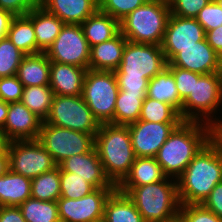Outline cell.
I'll list each match as a JSON object with an SVG mask.
<instances>
[{"mask_svg": "<svg viewBox=\"0 0 222 222\" xmlns=\"http://www.w3.org/2000/svg\"><path fill=\"white\" fill-rule=\"evenodd\" d=\"M176 180L180 204H202L222 182V144L215 136Z\"/></svg>", "mask_w": 222, "mask_h": 222, "instance_id": "obj_1", "label": "cell"}, {"mask_svg": "<svg viewBox=\"0 0 222 222\" xmlns=\"http://www.w3.org/2000/svg\"><path fill=\"white\" fill-rule=\"evenodd\" d=\"M214 136L215 129L208 124L182 121L170 133L155 158L167 177L177 179Z\"/></svg>", "mask_w": 222, "mask_h": 222, "instance_id": "obj_2", "label": "cell"}, {"mask_svg": "<svg viewBox=\"0 0 222 222\" xmlns=\"http://www.w3.org/2000/svg\"><path fill=\"white\" fill-rule=\"evenodd\" d=\"M95 149L106 177L117 187L136 159L128 126L100 124L95 135Z\"/></svg>", "mask_w": 222, "mask_h": 222, "instance_id": "obj_3", "label": "cell"}, {"mask_svg": "<svg viewBox=\"0 0 222 222\" xmlns=\"http://www.w3.org/2000/svg\"><path fill=\"white\" fill-rule=\"evenodd\" d=\"M166 177L160 182L138 187H116L134 203L145 222H168L179 216L177 180Z\"/></svg>", "mask_w": 222, "mask_h": 222, "instance_id": "obj_4", "label": "cell"}, {"mask_svg": "<svg viewBox=\"0 0 222 222\" xmlns=\"http://www.w3.org/2000/svg\"><path fill=\"white\" fill-rule=\"evenodd\" d=\"M170 14L168 0H149L119 22L120 32L133 43L161 45Z\"/></svg>", "mask_w": 222, "mask_h": 222, "instance_id": "obj_5", "label": "cell"}, {"mask_svg": "<svg viewBox=\"0 0 222 222\" xmlns=\"http://www.w3.org/2000/svg\"><path fill=\"white\" fill-rule=\"evenodd\" d=\"M220 105H222V72L209 74L194 72V87L182 102V120L203 122L216 129L222 126V118L219 120L216 116L213 117Z\"/></svg>", "mask_w": 222, "mask_h": 222, "instance_id": "obj_6", "label": "cell"}, {"mask_svg": "<svg viewBox=\"0 0 222 222\" xmlns=\"http://www.w3.org/2000/svg\"><path fill=\"white\" fill-rule=\"evenodd\" d=\"M118 92V81L114 71H86L82 97L99 124H114Z\"/></svg>", "mask_w": 222, "mask_h": 222, "instance_id": "obj_7", "label": "cell"}, {"mask_svg": "<svg viewBox=\"0 0 222 222\" xmlns=\"http://www.w3.org/2000/svg\"><path fill=\"white\" fill-rule=\"evenodd\" d=\"M95 135L61 128L43 121L37 140L59 165L68 157L90 152L95 147Z\"/></svg>", "mask_w": 222, "mask_h": 222, "instance_id": "obj_8", "label": "cell"}, {"mask_svg": "<svg viewBox=\"0 0 222 222\" xmlns=\"http://www.w3.org/2000/svg\"><path fill=\"white\" fill-rule=\"evenodd\" d=\"M167 62L160 45L126 42L122 60L114 71L116 77L152 79L166 68Z\"/></svg>", "mask_w": 222, "mask_h": 222, "instance_id": "obj_9", "label": "cell"}, {"mask_svg": "<svg viewBox=\"0 0 222 222\" xmlns=\"http://www.w3.org/2000/svg\"><path fill=\"white\" fill-rule=\"evenodd\" d=\"M45 122L89 134H96L100 126L82 95H54L50 114Z\"/></svg>", "mask_w": 222, "mask_h": 222, "instance_id": "obj_10", "label": "cell"}, {"mask_svg": "<svg viewBox=\"0 0 222 222\" xmlns=\"http://www.w3.org/2000/svg\"><path fill=\"white\" fill-rule=\"evenodd\" d=\"M8 154L10 170L31 180L58 166L37 139L10 141Z\"/></svg>", "mask_w": 222, "mask_h": 222, "instance_id": "obj_11", "label": "cell"}, {"mask_svg": "<svg viewBox=\"0 0 222 222\" xmlns=\"http://www.w3.org/2000/svg\"><path fill=\"white\" fill-rule=\"evenodd\" d=\"M50 61L88 70L90 47L81 24H64L60 34L45 52Z\"/></svg>", "mask_w": 222, "mask_h": 222, "instance_id": "obj_12", "label": "cell"}, {"mask_svg": "<svg viewBox=\"0 0 222 222\" xmlns=\"http://www.w3.org/2000/svg\"><path fill=\"white\" fill-rule=\"evenodd\" d=\"M115 189L116 188H98L78 199L60 197L56 201L60 222L102 221L105 202Z\"/></svg>", "mask_w": 222, "mask_h": 222, "instance_id": "obj_13", "label": "cell"}, {"mask_svg": "<svg viewBox=\"0 0 222 222\" xmlns=\"http://www.w3.org/2000/svg\"><path fill=\"white\" fill-rule=\"evenodd\" d=\"M204 28L195 18H183L170 14L167 22L161 49L168 63L181 48L196 45L205 39Z\"/></svg>", "mask_w": 222, "mask_h": 222, "instance_id": "obj_14", "label": "cell"}, {"mask_svg": "<svg viewBox=\"0 0 222 222\" xmlns=\"http://www.w3.org/2000/svg\"><path fill=\"white\" fill-rule=\"evenodd\" d=\"M179 124L138 120L127 125L136 157L155 158L160 147Z\"/></svg>", "mask_w": 222, "mask_h": 222, "instance_id": "obj_15", "label": "cell"}, {"mask_svg": "<svg viewBox=\"0 0 222 222\" xmlns=\"http://www.w3.org/2000/svg\"><path fill=\"white\" fill-rule=\"evenodd\" d=\"M167 66L180 67L200 74L222 72L218 53L208 44L206 38L196 45L181 48Z\"/></svg>", "mask_w": 222, "mask_h": 222, "instance_id": "obj_16", "label": "cell"}, {"mask_svg": "<svg viewBox=\"0 0 222 222\" xmlns=\"http://www.w3.org/2000/svg\"><path fill=\"white\" fill-rule=\"evenodd\" d=\"M43 120L21 101L8 103L3 130L10 141L38 139Z\"/></svg>", "mask_w": 222, "mask_h": 222, "instance_id": "obj_17", "label": "cell"}, {"mask_svg": "<svg viewBox=\"0 0 222 222\" xmlns=\"http://www.w3.org/2000/svg\"><path fill=\"white\" fill-rule=\"evenodd\" d=\"M58 166L61 171L85 178L95 189L116 188L106 177L95 147L90 152L66 158Z\"/></svg>", "mask_w": 222, "mask_h": 222, "instance_id": "obj_18", "label": "cell"}, {"mask_svg": "<svg viewBox=\"0 0 222 222\" xmlns=\"http://www.w3.org/2000/svg\"><path fill=\"white\" fill-rule=\"evenodd\" d=\"M86 71V68L51 61L49 86L54 95H82Z\"/></svg>", "mask_w": 222, "mask_h": 222, "instance_id": "obj_19", "label": "cell"}, {"mask_svg": "<svg viewBox=\"0 0 222 222\" xmlns=\"http://www.w3.org/2000/svg\"><path fill=\"white\" fill-rule=\"evenodd\" d=\"M41 6L65 24H82L98 10V0H42Z\"/></svg>", "mask_w": 222, "mask_h": 222, "instance_id": "obj_20", "label": "cell"}, {"mask_svg": "<svg viewBox=\"0 0 222 222\" xmlns=\"http://www.w3.org/2000/svg\"><path fill=\"white\" fill-rule=\"evenodd\" d=\"M128 40L119 32L111 40L90 47L88 69L115 71L121 60Z\"/></svg>", "mask_w": 222, "mask_h": 222, "instance_id": "obj_21", "label": "cell"}, {"mask_svg": "<svg viewBox=\"0 0 222 222\" xmlns=\"http://www.w3.org/2000/svg\"><path fill=\"white\" fill-rule=\"evenodd\" d=\"M33 22L36 35L37 53L46 52L53 44L65 23L42 6L26 14Z\"/></svg>", "mask_w": 222, "mask_h": 222, "instance_id": "obj_22", "label": "cell"}, {"mask_svg": "<svg viewBox=\"0 0 222 222\" xmlns=\"http://www.w3.org/2000/svg\"><path fill=\"white\" fill-rule=\"evenodd\" d=\"M51 61L45 54L25 55L16 76L24 87L49 85Z\"/></svg>", "mask_w": 222, "mask_h": 222, "instance_id": "obj_23", "label": "cell"}, {"mask_svg": "<svg viewBox=\"0 0 222 222\" xmlns=\"http://www.w3.org/2000/svg\"><path fill=\"white\" fill-rule=\"evenodd\" d=\"M81 27L89 47L111 40L120 32L119 22L99 10L89 16Z\"/></svg>", "mask_w": 222, "mask_h": 222, "instance_id": "obj_24", "label": "cell"}, {"mask_svg": "<svg viewBox=\"0 0 222 222\" xmlns=\"http://www.w3.org/2000/svg\"><path fill=\"white\" fill-rule=\"evenodd\" d=\"M31 197V179L9 170L0 176V206L19 207Z\"/></svg>", "mask_w": 222, "mask_h": 222, "instance_id": "obj_25", "label": "cell"}, {"mask_svg": "<svg viewBox=\"0 0 222 222\" xmlns=\"http://www.w3.org/2000/svg\"><path fill=\"white\" fill-rule=\"evenodd\" d=\"M167 176L154 157H136L129 174L117 187H138L160 182Z\"/></svg>", "mask_w": 222, "mask_h": 222, "instance_id": "obj_26", "label": "cell"}, {"mask_svg": "<svg viewBox=\"0 0 222 222\" xmlns=\"http://www.w3.org/2000/svg\"><path fill=\"white\" fill-rule=\"evenodd\" d=\"M103 222H145L133 201L117 188L107 198Z\"/></svg>", "mask_w": 222, "mask_h": 222, "instance_id": "obj_27", "label": "cell"}, {"mask_svg": "<svg viewBox=\"0 0 222 222\" xmlns=\"http://www.w3.org/2000/svg\"><path fill=\"white\" fill-rule=\"evenodd\" d=\"M146 97L168 103L173 106L181 116L183 101L178 94L173 74L167 67L149 80Z\"/></svg>", "mask_w": 222, "mask_h": 222, "instance_id": "obj_28", "label": "cell"}, {"mask_svg": "<svg viewBox=\"0 0 222 222\" xmlns=\"http://www.w3.org/2000/svg\"><path fill=\"white\" fill-rule=\"evenodd\" d=\"M7 37L26 55L37 54V42L33 22L27 15L13 17Z\"/></svg>", "mask_w": 222, "mask_h": 222, "instance_id": "obj_29", "label": "cell"}, {"mask_svg": "<svg viewBox=\"0 0 222 222\" xmlns=\"http://www.w3.org/2000/svg\"><path fill=\"white\" fill-rule=\"evenodd\" d=\"M146 94H132L119 91L115 103L114 125L127 126L137 122Z\"/></svg>", "mask_w": 222, "mask_h": 222, "instance_id": "obj_30", "label": "cell"}, {"mask_svg": "<svg viewBox=\"0 0 222 222\" xmlns=\"http://www.w3.org/2000/svg\"><path fill=\"white\" fill-rule=\"evenodd\" d=\"M54 92L49 85L24 87L21 102L43 121L50 114Z\"/></svg>", "mask_w": 222, "mask_h": 222, "instance_id": "obj_31", "label": "cell"}, {"mask_svg": "<svg viewBox=\"0 0 222 222\" xmlns=\"http://www.w3.org/2000/svg\"><path fill=\"white\" fill-rule=\"evenodd\" d=\"M31 197L41 201L54 202L61 197L59 166L31 180Z\"/></svg>", "mask_w": 222, "mask_h": 222, "instance_id": "obj_32", "label": "cell"}, {"mask_svg": "<svg viewBox=\"0 0 222 222\" xmlns=\"http://www.w3.org/2000/svg\"><path fill=\"white\" fill-rule=\"evenodd\" d=\"M19 208L26 222H60L57 202L30 197Z\"/></svg>", "mask_w": 222, "mask_h": 222, "instance_id": "obj_33", "label": "cell"}, {"mask_svg": "<svg viewBox=\"0 0 222 222\" xmlns=\"http://www.w3.org/2000/svg\"><path fill=\"white\" fill-rule=\"evenodd\" d=\"M139 120L158 123H181L180 113L168 103L145 97Z\"/></svg>", "mask_w": 222, "mask_h": 222, "instance_id": "obj_34", "label": "cell"}, {"mask_svg": "<svg viewBox=\"0 0 222 222\" xmlns=\"http://www.w3.org/2000/svg\"><path fill=\"white\" fill-rule=\"evenodd\" d=\"M8 37L0 40V78L17 74L24 56Z\"/></svg>", "mask_w": 222, "mask_h": 222, "instance_id": "obj_35", "label": "cell"}, {"mask_svg": "<svg viewBox=\"0 0 222 222\" xmlns=\"http://www.w3.org/2000/svg\"><path fill=\"white\" fill-rule=\"evenodd\" d=\"M95 188L78 174L60 170V192L62 198L78 199L90 194Z\"/></svg>", "mask_w": 222, "mask_h": 222, "instance_id": "obj_36", "label": "cell"}, {"mask_svg": "<svg viewBox=\"0 0 222 222\" xmlns=\"http://www.w3.org/2000/svg\"><path fill=\"white\" fill-rule=\"evenodd\" d=\"M148 1L149 0H98V10L109 14L120 22L128 14Z\"/></svg>", "mask_w": 222, "mask_h": 222, "instance_id": "obj_37", "label": "cell"}, {"mask_svg": "<svg viewBox=\"0 0 222 222\" xmlns=\"http://www.w3.org/2000/svg\"><path fill=\"white\" fill-rule=\"evenodd\" d=\"M179 217L183 222H222V219L202 204H181Z\"/></svg>", "mask_w": 222, "mask_h": 222, "instance_id": "obj_38", "label": "cell"}, {"mask_svg": "<svg viewBox=\"0 0 222 222\" xmlns=\"http://www.w3.org/2000/svg\"><path fill=\"white\" fill-rule=\"evenodd\" d=\"M170 12L183 18H195L212 0H168Z\"/></svg>", "mask_w": 222, "mask_h": 222, "instance_id": "obj_39", "label": "cell"}, {"mask_svg": "<svg viewBox=\"0 0 222 222\" xmlns=\"http://www.w3.org/2000/svg\"><path fill=\"white\" fill-rule=\"evenodd\" d=\"M205 33L222 25V8L212 0L195 17Z\"/></svg>", "mask_w": 222, "mask_h": 222, "instance_id": "obj_40", "label": "cell"}, {"mask_svg": "<svg viewBox=\"0 0 222 222\" xmlns=\"http://www.w3.org/2000/svg\"><path fill=\"white\" fill-rule=\"evenodd\" d=\"M23 89L16 75L0 78V100L6 103L21 101Z\"/></svg>", "mask_w": 222, "mask_h": 222, "instance_id": "obj_41", "label": "cell"}, {"mask_svg": "<svg viewBox=\"0 0 222 222\" xmlns=\"http://www.w3.org/2000/svg\"><path fill=\"white\" fill-rule=\"evenodd\" d=\"M176 82V88L182 101H184L194 87V72L180 67L166 66Z\"/></svg>", "mask_w": 222, "mask_h": 222, "instance_id": "obj_42", "label": "cell"}, {"mask_svg": "<svg viewBox=\"0 0 222 222\" xmlns=\"http://www.w3.org/2000/svg\"><path fill=\"white\" fill-rule=\"evenodd\" d=\"M42 0H0V8L14 16L26 15L34 8L41 6Z\"/></svg>", "mask_w": 222, "mask_h": 222, "instance_id": "obj_43", "label": "cell"}, {"mask_svg": "<svg viewBox=\"0 0 222 222\" xmlns=\"http://www.w3.org/2000/svg\"><path fill=\"white\" fill-rule=\"evenodd\" d=\"M119 91L132 94H146L149 80L147 78L116 77Z\"/></svg>", "mask_w": 222, "mask_h": 222, "instance_id": "obj_44", "label": "cell"}, {"mask_svg": "<svg viewBox=\"0 0 222 222\" xmlns=\"http://www.w3.org/2000/svg\"><path fill=\"white\" fill-rule=\"evenodd\" d=\"M202 205L222 219V182L216 184Z\"/></svg>", "mask_w": 222, "mask_h": 222, "instance_id": "obj_45", "label": "cell"}, {"mask_svg": "<svg viewBox=\"0 0 222 222\" xmlns=\"http://www.w3.org/2000/svg\"><path fill=\"white\" fill-rule=\"evenodd\" d=\"M0 222H26L19 207L0 206Z\"/></svg>", "mask_w": 222, "mask_h": 222, "instance_id": "obj_46", "label": "cell"}, {"mask_svg": "<svg viewBox=\"0 0 222 222\" xmlns=\"http://www.w3.org/2000/svg\"><path fill=\"white\" fill-rule=\"evenodd\" d=\"M205 38L208 44L219 53L222 50V25L207 31Z\"/></svg>", "mask_w": 222, "mask_h": 222, "instance_id": "obj_47", "label": "cell"}, {"mask_svg": "<svg viewBox=\"0 0 222 222\" xmlns=\"http://www.w3.org/2000/svg\"><path fill=\"white\" fill-rule=\"evenodd\" d=\"M14 15L0 8V40L8 35V30Z\"/></svg>", "mask_w": 222, "mask_h": 222, "instance_id": "obj_48", "label": "cell"}, {"mask_svg": "<svg viewBox=\"0 0 222 222\" xmlns=\"http://www.w3.org/2000/svg\"><path fill=\"white\" fill-rule=\"evenodd\" d=\"M10 170L8 151L0 154V176H3Z\"/></svg>", "mask_w": 222, "mask_h": 222, "instance_id": "obj_49", "label": "cell"}, {"mask_svg": "<svg viewBox=\"0 0 222 222\" xmlns=\"http://www.w3.org/2000/svg\"><path fill=\"white\" fill-rule=\"evenodd\" d=\"M10 140L8 139L3 128L0 127V154H4L8 151Z\"/></svg>", "mask_w": 222, "mask_h": 222, "instance_id": "obj_50", "label": "cell"}, {"mask_svg": "<svg viewBox=\"0 0 222 222\" xmlns=\"http://www.w3.org/2000/svg\"><path fill=\"white\" fill-rule=\"evenodd\" d=\"M8 103L0 100V127L3 128L7 119Z\"/></svg>", "mask_w": 222, "mask_h": 222, "instance_id": "obj_51", "label": "cell"}, {"mask_svg": "<svg viewBox=\"0 0 222 222\" xmlns=\"http://www.w3.org/2000/svg\"><path fill=\"white\" fill-rule=\"evenodd\" d=\"M215 137L219 140L222 144V126L215 129Z\"/></svg>", "mask_w": 222, "mask_h": 222, "instance_id": "obj_52", "label": "cell"}, {"mask_svg": "<svg viewBox=\"0 0 222 222\" xmlns=\"http://www.w3.org/2000/svg\"><path fill=\"white\" fill-rule=\"evenodd\" d=\"M168 222H183L180 217L178 216L177 218L171 220V221H168Z\"/></svg>", "mask_w": 222, "mask_h": 222, "instance_id": "obj_53", "label": "cell"}, {"mask_svg": "<svg viewBox=\"0 0 222 222\" xmlns=\"http://www.w3.org/2000/svg\"><path fill=\"white\" fill-rule=\"evenodd\" d=\"M218 58H219V61L222 65V50L218 53Z\"/></svg>", "mask_w": 222, "mask_h": 222, "instance_id": "obj_54", "label": "cell"}, {"mask_svg": "<svg viewBox=\"0 0 222 222\" xmlns=\"http://www.w3.org/2000/svg\"><path fill=\"white\" fill-rule=\"evenodd\" d=\"M215 2L222 8V0H215Z\"/></svg>", "mask_w": 222, "mask_h": 222, "instance_id": "obj_55", "label": "cell"}]
</instances>
